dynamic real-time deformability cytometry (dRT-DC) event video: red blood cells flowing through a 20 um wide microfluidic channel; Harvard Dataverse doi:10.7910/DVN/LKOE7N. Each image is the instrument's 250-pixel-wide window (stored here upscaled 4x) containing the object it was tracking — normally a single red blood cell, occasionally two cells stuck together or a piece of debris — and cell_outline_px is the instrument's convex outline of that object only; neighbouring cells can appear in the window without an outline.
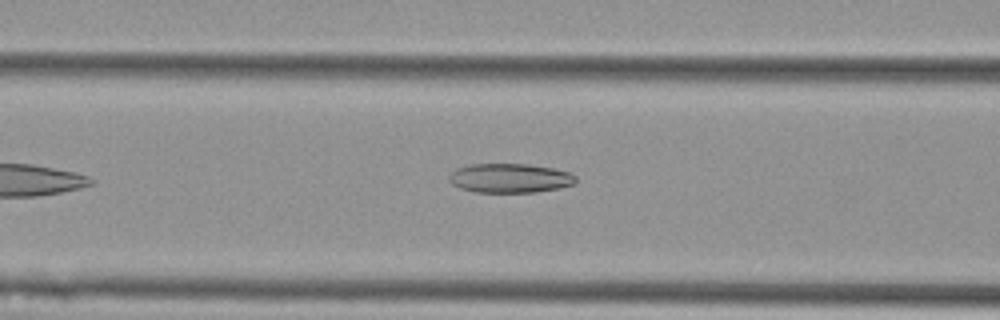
{"species": "Egyptian fruit bat (a non-hibernating species)", "species_latin": "Rousettus aegyptiacus", "temperature_condition": "cold", "stored_images_in_passage": 38, "camera_frame_rate_fps": 3000, "um_per_image_px": 0.085, "animal": {"sex": "female"}, "frame": {"image": 1, "passage_image": 7, "time_ms": 2.0, "image_size_px": [1000, 320], "cell_outline_px": [[576, 180], [572, 184], [560, 188], [536, 192], [476, 192], [460, 188], [452, 184], [448, 180], [448, 176], [456, 168], [472, 164], [528, 164], [552, 168], [568, 172], [576, 176]], "centroid_in_image_um": [43.31, 15.14], "position_along_channel_um": 123.3, "area_um2": 21.56}}
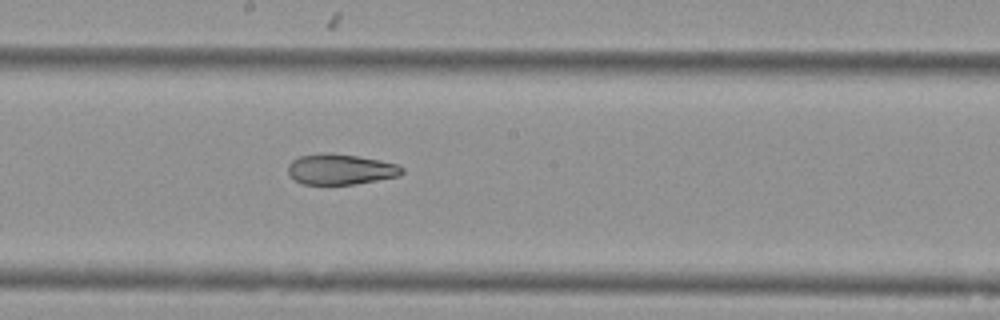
{"frame": {"image": 2, "passage_image": 15, "time_ms": 4.667, "image_size_px": [1000, 320], "cell_outline_px": [[404, 172], [400, 176], [356, 184], [304, 184], [296, 180], [288, 172], [288, 164], [292, 160], [300, 156], [320, 152], [332, 152], [380, 160], [396, 164], [404, 168]], "centroid_in_image_um": [28.96, 14.38], "position_along_channel_um": 219.2, "area_um2": 20.4}}
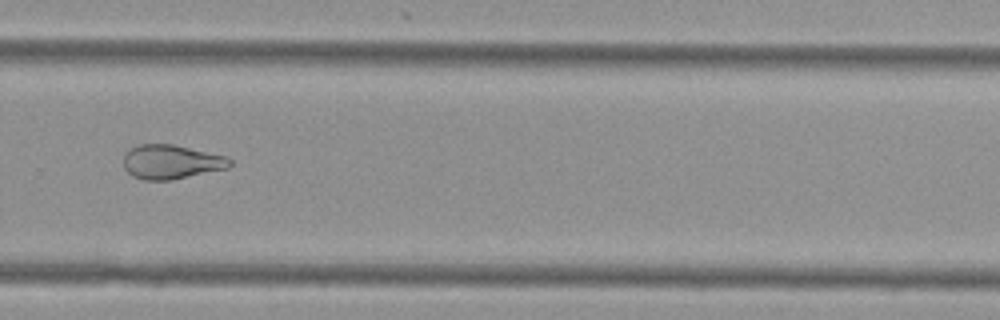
{"frame": {"image": 3, "passage_image": 23, "time_ms": 7.333, "image_size_px": [1000, 320], "cell_outline_px": [[232, 164], [228, 168], [172, 180], [144, 180], [132, 176], [124, 168], [124, 152], [128, 148], [140, 144], [172, 144], [228, 156], [232, 160]], "centroid_in_image_um": [14.55, 13.76], "position_along_channel_um": 315.3, "area_um2": 21.44}, "authors_computed_cell_mechanics": {"area_um2": 22.0507, "velocity_mm_per_s": 3.6087, "shape_relaxation_time_tau1_ms": null, "shape_relaxation_time_tau2_ms": 4.7154, "deformation_change_tau1": null, "deformation_change_tau2": 0.129}}